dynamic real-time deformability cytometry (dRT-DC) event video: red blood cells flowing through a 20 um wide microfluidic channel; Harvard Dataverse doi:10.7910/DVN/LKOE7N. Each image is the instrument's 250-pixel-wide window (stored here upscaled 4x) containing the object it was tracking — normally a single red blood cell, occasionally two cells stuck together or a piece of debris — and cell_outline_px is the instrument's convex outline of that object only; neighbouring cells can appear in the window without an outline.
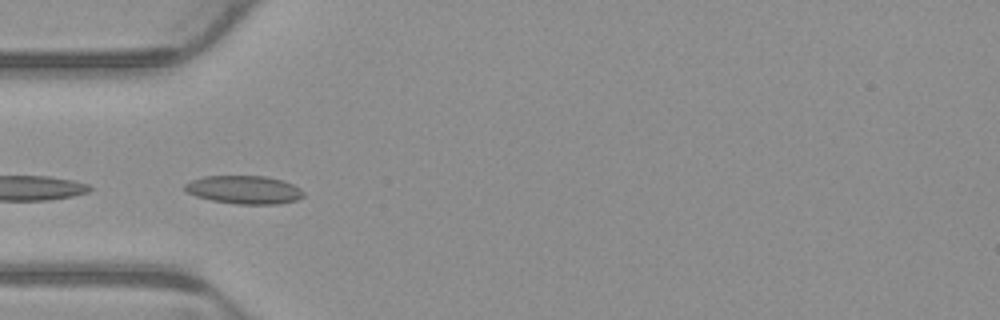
{"species": "common noctule bat (a hibernating species)", "species_latin": "Nyctalus noctula", "temperature_condition": "warm", "stored_images_in_passage": 3, "camera_frame_rate_fps": 3000, "um_per_image_px": 0.085, "animal": {"sex": "male", "body_mass_g": 23.1, "forearm_length_mm": 52.7}, "frame": {"image": 1, "passage_image": 2, "time_ms": 0.333, "image_size_px": [1000, 320], "cell_outline_px": [[304, 196], [296, 200], [276, 204], [236, 204], [212, 200], [196, 196], [188, 192], [184, 188], [184, 184], [192, 180], [204, 176], [264, 176], [284, 180], [300, 188], [304, 192]], "centroid_in_image_um": [20.77, 16.12], "position_along_channel_um": 64.2, "area_um2": 19.48}}
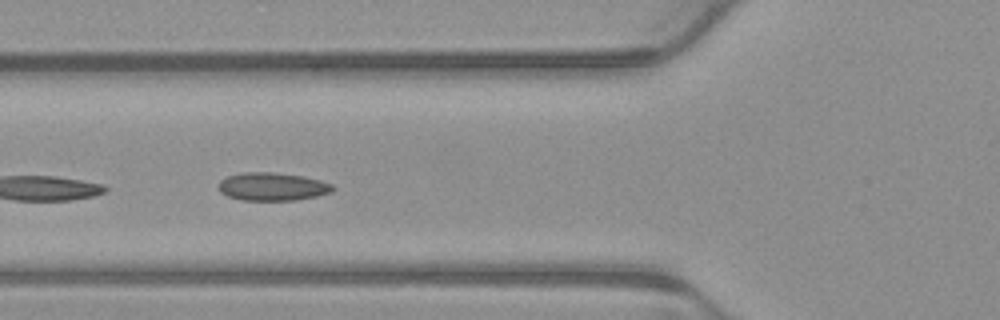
{"frame": {"image": 2, "passage_image": 3, "time_ms": 0.667, "image_size_px": [1000, 320], "cell_outline_px": [[336, 188], [332, 192], [316, 196], [296, 200], [240, 200], [228, 196], [220, 192], [220, 180], [228, 176], [244, 172], [272, 172], [304, 176], [320, 180], [332, 184]], "centroid_in_image_um": [23.19, 15.86], "position_along_channel_um": 102.6, "area_um2": 18.67}}